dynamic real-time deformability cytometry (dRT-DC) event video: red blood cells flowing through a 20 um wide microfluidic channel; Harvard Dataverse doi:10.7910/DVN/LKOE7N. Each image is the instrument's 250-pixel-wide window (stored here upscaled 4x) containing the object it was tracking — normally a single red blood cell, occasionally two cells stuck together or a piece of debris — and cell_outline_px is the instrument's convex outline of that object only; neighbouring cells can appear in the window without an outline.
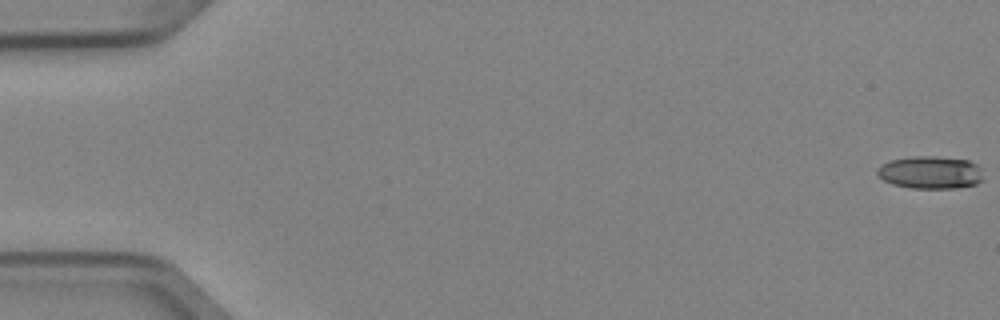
{"species": "Egyptian fruit bat (a non-hibernating species)", "species_latin": "Rousettus aegyptiacus", "temperature_condition": "cold", "stored_images_in_passage": 6, "camera_frame_rate_fps": 3000, "um_per_image_px": 0.085, "animal": {"sex": "female"}, "frame": {"image": 1, "passage_image": 1, "time_ms": 0.0, "image_size_px": [1000, 320], "cell_outline_px": [[980, 180], [976, 184], [956, 188], [908, 188], [892, 184], [884, 180], [876, 172], [876, 168], [892, 160], [912, 156], [936, 156], [968, 160], [976, 164], [980, 168]], "centroid_in_image_um": [79.05, 14.66], "position_along_channel_um": 5.9, "area_um2": 20.0}}
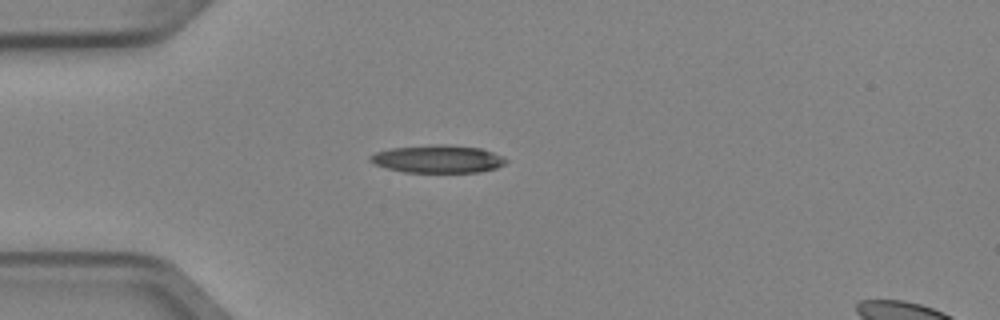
{"frame": {"image": 2, "passage_image": 5, "time_ms": 1.333, "image_size_px": [1000, 320], "cell_outline_px": [[508, 160], [504, 164], [496, 168], [480, 172], [404, 172], [388, 168], [376, 164], [368, 160], [368, 156], [376, 152], [392, 148], [480, 148], [492, 152]], "centroid_in_image_um": [37.2, 13.58], "position_along_channel_um": 47.8, "area_um2": 20.4}}